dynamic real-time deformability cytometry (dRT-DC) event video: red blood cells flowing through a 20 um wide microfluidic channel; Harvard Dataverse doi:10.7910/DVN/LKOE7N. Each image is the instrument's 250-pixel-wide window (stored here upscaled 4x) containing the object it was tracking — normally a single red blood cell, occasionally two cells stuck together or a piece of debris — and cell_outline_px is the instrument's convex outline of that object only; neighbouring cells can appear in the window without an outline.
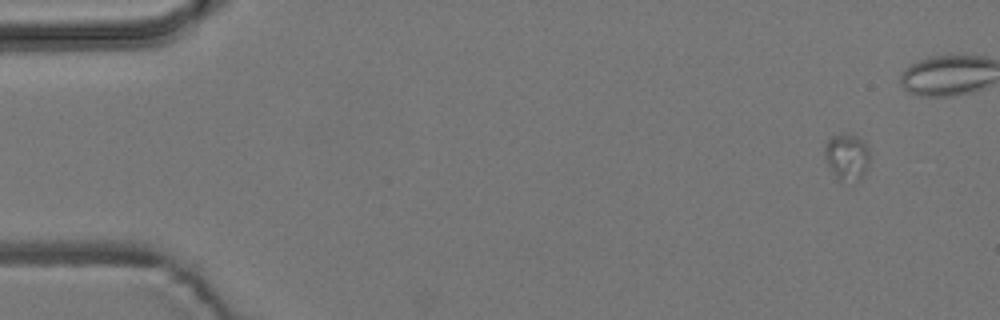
{"species": "common noctule bat (a hibernating species)", "species_latin": "Nyctalus noctula", "temperature_condition": "room temperature", "stored_images_in_passage": 11, "camera_frame_rate_fps": 3000, "um_per_image_px": 0.085, "animal": {"sex": "male", "body_mass_g": 19.2, "forearm_length_mm": 51.8}, "frame": {"image": 1, "passage_image": 1, "time_ms": 0.0, "image_size_px": [1000, 320], "cell_outline_px": [[868, 164], [864, 172], [856, 180], [836, 180], [824, 156], [824, 144], [832, 136], [840, 132], [852, 132], [868, 144]], "centroid_in_image_um": [71.96, 13.25], "position_along_channel_um": 13.0, "area_um2": 12.37}}
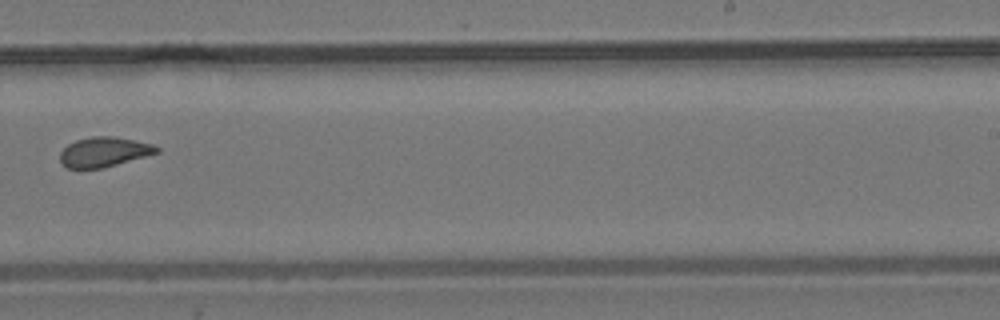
{"frame": {"image": 2, "passage_image": 10, "time_ms": 11.667, "image_size_px": [1000, 320], "cell_outline_px": [[160, 152], [104, 168], [68, 168], [60, 160], [60, 152], [68, 144], [76, 140], [92, 136], [112, 136], [136, 140], [152, 144], [160, 148]], "centroid_in_image_um": [8.87, 12.91], "position_along_channel_um": 280.1, "area_um2": 16.76}}
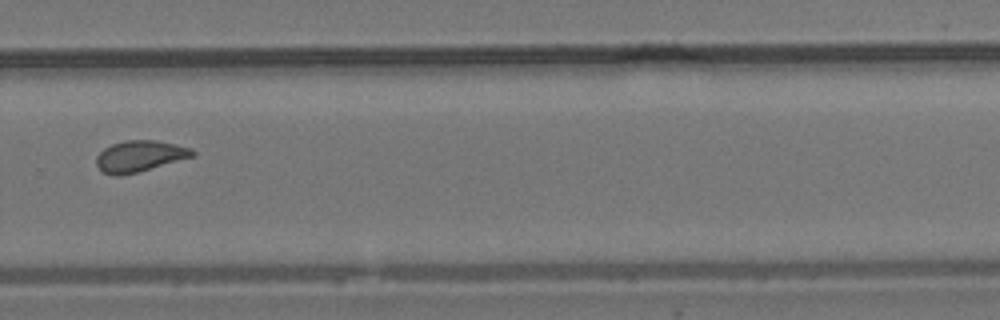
{"frame": {"image": 3, "passage_image": 11, "time_ms": 12.667, "image_size_px": [1000, 320], "cell_outline_px": [[196, 156], [136, 172], [120, 176], [116, 176], [104, 172], [96, 164], [96, 156], [104, 148], [112, 144], [124, 140], [156, 140], [176, 144], [192, 148], [196, 152]], "centroid_in_image_um": [11.9, 13.26], "position_along_channel_um": 317.9, "area_um2": 17.46}}